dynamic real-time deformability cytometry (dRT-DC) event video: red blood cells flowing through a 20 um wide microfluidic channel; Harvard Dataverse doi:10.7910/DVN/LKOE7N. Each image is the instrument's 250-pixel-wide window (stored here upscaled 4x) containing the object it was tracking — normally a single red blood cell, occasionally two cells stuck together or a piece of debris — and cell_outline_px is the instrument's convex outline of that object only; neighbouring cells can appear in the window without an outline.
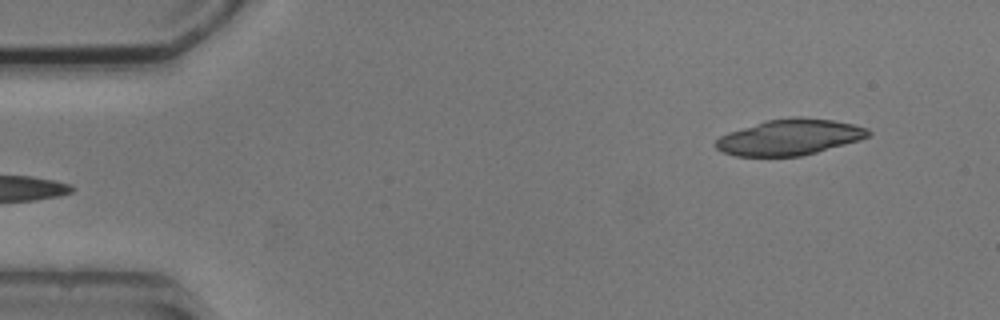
{"species": "common noctule bat (a hibernating species)", "species_latin": "Nyctalus noctula", "temperature_condition": "cold", "stored_images_in_passage": 5, "camera_frame_rate_fps": 3000, "um_per_image_px": 0.085, "animal": {"sex": "male", "body_mass_g": 20.5, "forearm_length_mm": 52.5}, "frame": {"image": 1, "passage_image": 5, "time_ms": 5.333, "image_size_px": [1000, 320], "cell_outline_px": [[872, 136], [860, 140], [816, 152], [800, 156], [736, 156], [724, 152], [716, 148], [716, 140], [720, 136], [728, 132], [768, 120], [796, 116], [800, 116], [832, 120], [852, 124], [868, 128], [872, 132]], "centroid_in_image_um": [67.16, 11.66], "position_along_channel_um": 17.8, "area_um2": 31.73}}